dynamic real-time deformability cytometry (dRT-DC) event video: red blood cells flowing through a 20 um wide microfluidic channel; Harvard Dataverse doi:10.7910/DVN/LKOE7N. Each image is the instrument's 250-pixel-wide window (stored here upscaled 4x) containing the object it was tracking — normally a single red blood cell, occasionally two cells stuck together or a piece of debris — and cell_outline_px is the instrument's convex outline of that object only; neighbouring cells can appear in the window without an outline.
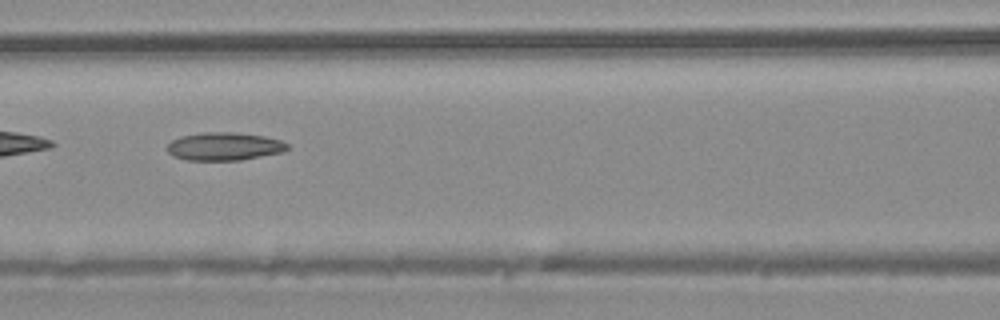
{"species": "common noctule bat (a hibernating species)", "species_latin": "Nyctalus noctula", "temperature_condition": "warm", "stored_images_in_passage": 21, "camera_frame_rate_fps": 3000, "um_per_image_px": 0.085, "animal": {"sex": "male", "body_mass_g": 20.4}, "frame": {"image": 1, "passage_image": 10, "time_ms": 3.0, "image_size_px": [1000, 320], "cell_outline_px": [[288, 148], [284, 152], [240, 160], [188, 160], [172, 156], [168, 152], [168, 144], [172, 140], [180, 136], [200, 132], [232, 132], [264, 136], [280, 140], [288, 144]], "centroid_in_image_um": [19.05, 12.44], "position_along_channel_um": 147.5, "area_um2": 19.65}}
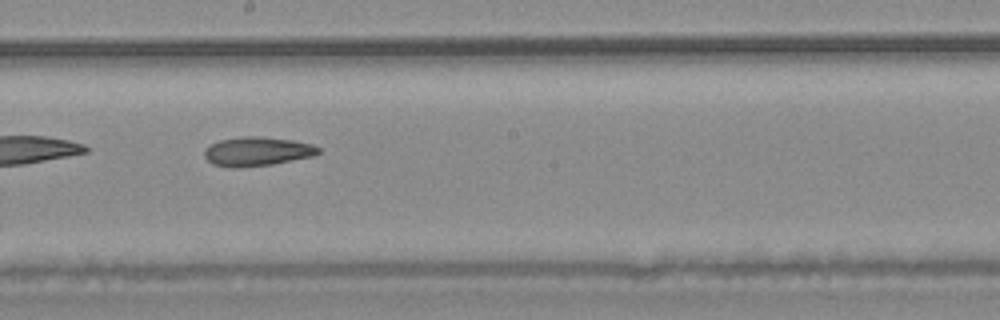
{"frame": {"image": 2, "passage_image": 15, "time_ms": 4.667, "image_size_px": [1000, 320], "cell_outline_px": [[320, 152], [316, 156], [272, 164], [240, 168], [232, 168], [212, 164], [204, 156], [204, 148], [220, 140], [240, 136], [256, 136], [292, 140], [312, 144], [320, 148]], "centroid_in_image_um": [21.86, 12.88], "position_along_channel_um": 226.3, "area_um2": 19.48}}